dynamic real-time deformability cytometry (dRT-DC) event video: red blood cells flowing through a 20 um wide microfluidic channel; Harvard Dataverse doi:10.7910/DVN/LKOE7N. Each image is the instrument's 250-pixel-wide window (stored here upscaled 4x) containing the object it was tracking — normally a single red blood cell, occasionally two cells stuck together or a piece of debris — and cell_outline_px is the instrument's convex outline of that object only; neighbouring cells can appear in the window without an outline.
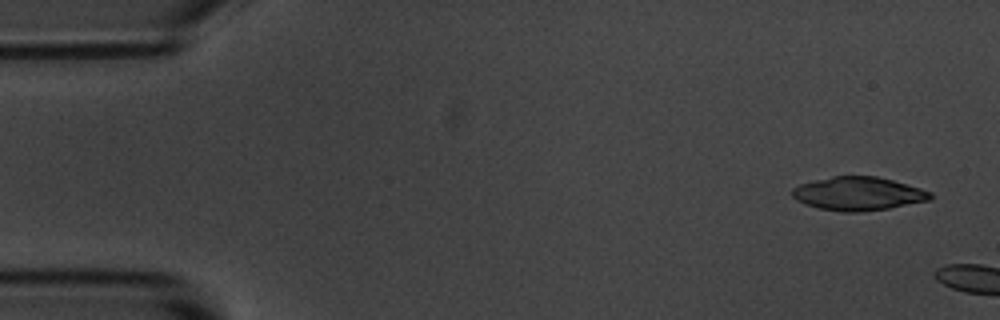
{"species": "common noctule bat (a hibernating species)", "species_latin": "Nyctalus noctula", "temperature_condition": "room temperature", "stored_images_in_passage": 2, "camera_frame_rate_fps": 3000, "um_per_image_px": 0.085, "animal": {"sex": "male", "body_mass_g": 20.1, "forearm_length_mm": 53.5}, "frame": {"image": 1, "passage_image": 1, "time_ms": 0.0, "image_size_px": [1000, 320], "cell_outline_px": [[932, 200], [888, 208], [860, 212], [844, 212], [820, 208], [804, 204], [796, 200], [792, 196], [792, 188], [800, 184], [832, 176], [876, 176], [892, 180], [920, 188], [932, 192]], "centroid_in_image_um": [72.95, 16.46], "position_along_channel_um": 12.0, "area_um2": 26.88}}